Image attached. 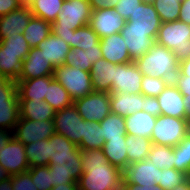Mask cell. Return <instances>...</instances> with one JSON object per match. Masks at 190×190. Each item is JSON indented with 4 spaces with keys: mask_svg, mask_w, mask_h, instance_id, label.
Instances as JSON below:
<instances>
[{
    "mask_svg": "<svg viewBox=\"0 0 190 190\" xmlns=\"http://www.w3.org/2000/svg\"><path fill=\"white\" fill-rule=\"evenodd\" d=\"M119 0H89L92 10L103 9L106 7H114Z\"/></svg>",
    "mask_w": 190,
    "mask_h": 190,
    "instance_id": "obj_55",
    "label": "cell"
},
{
    "mask_svg": "<svg viewBox=\"0 0 190 190\" xmlns=\"http://www.w3.org/2000/svg\"><path fill=\"white\" fill-rule=\"evenodd\" d=\"M190 25L176 20L161 23L155 42L173 51L180 61L190 56Z\"/></svg>",
    "mask_w": 190,
    "mask_h": 190,
    "instance_id": "obj_4",
    "label": "cell"
},
{
    "mask_svg": "<svg viewBox=\"0 0 190 190\" xmlns=\"http://www.w3.org/2000/svg\"><path fill=\"white\" fill-rule=\"evenodd\" d=\"M44 100L55 111H59L73 104L68 91L55 79L47 86V95H45Z\"/></svg>",
    "mask_w": 190,
    "mask_h": 190,
    "instance_id": "obj_34",
    "label": "cell"
},
{
    "mask_svg": "<svg viewBox=\"0 0 190 190\" xmlns=\"http://www.w3.org/2000/svg\"><path fill=\"white\" fill-rule=\"evenodd\" d=\"M102 58L113 64L133 62L128 53L126 43L120 33L100 39Z\"/></svg>",
    "mask_w": 190,
    "mask_h": 190,
    "instance_id": "obj_19",
    "label": "cell"
},
{
    "mask_svg": "<svg viewBox=\"0 0 190 190\" xmlns=\"http://www.w3.org/2000/svg\"><path fill=\"white\" fill-rule=\"evenodd\" d=\"M126 20L119 16L114 7L93 10L89 25L99 38L120 33Z\"/></svg>",
    "mask_w": 190,
    "mask_h": 190,
    "instance_id": "obj_14",
    "label": "cell"
},
{
    "mask_svg": "<svg viewBox=\"0 0 190 190\" xmlns=\"http://www.w3.org/2000/svg\"><path fill=\"white\" fill-rule=\"evenodd\" d=\"M125 144L127 146L128 165L147 159L152 146L149 138L126 134Z\"/></svg>",
    "mask_w": 190,
    "mask_h": 190,
    "instance_id": "obj_31",
    "label": "cell"
},
{
    "mask_svg": "<svg viewBox=\"0 0 190 190\" xmlns=\"http://www.w3.org/2000/svg\"><path fill=\"white\" fill-rule=\"evenodd\" d=\"M13 137V131L0 129V150L8 143Z\"/></svg>",
    "mask_w": 190,
    "mask_h": 190,
    "instance_id": "obj_58",
    "label": "cell"
},
{
    "mask_svg": "<svg viewBox=\"0 0 190 190\" xmlns=\"http://www.w3.org/2000/svg\"><path fill=\"white\" fill-rule=\"evenodd\" d=\"M48 167L50 170H64L77 183L83 174L82 161L57 162V164H49Z\"/></svg>",
    "mask_w": 190,
    "mask_h": 190,
    "instance_id": "obj_46",
    "label": "cell"
},
{
    "mask_svg": "<svg viewBox=\"0 0 190 190\" xmlns=\"http://www.w3.org/2000/svg\"><path fill=\"white\" fill-rule=\"evenodd\" d=\"M10 177L11 175L8 173V171L4 169L2 166H0V181H5Z\"/></svg>",
    "mask_w": 190,
    "mask_h": 190,
    "instance_id": "obj_63",
    "label": "cell"
},
{
    "mask_svg": "<svg viewBox=\"0 0 190 190\" xmlns=\"http://www.w3.org/2000/svg\"><path fill=\"white\" fill-rule=\"evenodd\" d=\"M156 119V116L145 111H137L132 115L126 116L124 118L126 134L151 139Z\"/></svg>",
    "mask_w": 190,
    "mask_h": 190,
    "instance_id": "obj_24",
    "label": "cell"
},
{
    "mask_svg": "<svg viewBox=\"0 0 190 190\" xmlns=\"http://www.w3.org/2000/svg\"><path fill=\"white\" fill-rule=\"evenodd\" d=\"M83 174L78 190H120L122 173L109 163L102 149L81 150Z\"/></svg>",
    "mask_w": 190,
    "mask_h": 190,
    "instance_id": "obj_1",
    "label": "cell"
},
{
    "mask_svg": "<svg viewBox=\"0 0 190 190\" xmlns=\"http://www.w3.org/2000/svg\"><path fill=\"white\" fill-rule=\"evenodd\" d=\"M78 184L67 172L64 170H51V185L55 187L59 184Z\"/></svg>",
    "mask_w": 190,
    "mask_h": 190,
    "instance_id": "obj_50",
    "label": "cell"
},
{
    "mask_svg": "<svg viewBox=\"0 0 190 190\" xmlns=\"http://www.w3.org/2000/svg\"><path fill=\"white\" fill-rule=\"evenodd\" d=\"M63 2L64 0H30L28 5L33 16L52 23L61 12Z\"/></svg>",
    "mask_w": 190,
    "mask_h": 190,
    "instance_id": "obj_32",
    "label": "cell"
},
{
    "mask_svg": "<svg viewBox=\"0 0 190 190\" xmlns=\"http://www.w3.org/2000/svg\"><path fill=\"white\" fill-rule=\"evenodd\" d=\"M61 9L51 31L70 45L74 30L89 25L93 10L89 0H64Z\"/></svg>",
    "mask_w": 190,
    "mask_h": 190,
    "instance_id": "obj_2",
    "label": "cell"
},
{
    "mask_svg": "<svg viewBox=\"0 0 190 190\" xmlns=\"http://www.w3.org/2000/svg\"><path fill=\"white\" fill-rule=\"evenodd\" d=\"M104 144L100 123L84 120V137L78 147L81 150L102 149Z\"/></svg>",
    "mask_w": 190,
    "mask_h": 190,
    "instance_id": "obj_36",
    "label": "cell"
},
{
    "mask_svg": "<svg viewBox=\"0 0 190 190\" xmlns=\"http://www.w3.org/2000/svg\"><path fill=\"white\" fill-rule=\"evenodd\" d=\"M143 74L135 62L115 64L112 92L141 94Z\"/></svg>",
    "mask_w": 190,
    "mask_h": 190,
    "instance_id": "obj_11",
    "label": "cell"
},
{
    "mask_svg": "<svg viewBox=\"0 0 190 190\" xmlns=\"http://www.w3.org/2000/svg\"><path fill=\"white\" fill-rule=\"evenodd\" d=\"M168 83L169 81L166 79L143 75L141 93L145 96L157 97L165 89Z\"/></svg>",
    "mask_w": 190,
    "mask_h": 190,
    "instance_id": "obj_44",
    "label": "cell"
},
{
    "mask_svg": "<svg viewBox=\"0 0 190 190\" xmlns=\"http://www.w3.org/2000/svg\"><path fill=\"white\" fill-rule=\"evenodd\" d=\"M174 150V168L177 171L190 174V133H188L176 146Z\"/></svg>",
    "mask_w": 190,
    "mask_h": 190,
    "instance_id": "obj_40",
    "label": "cell"
},
{
    "mask_svg": "<svg viewBox=\"0 0 190 190\" xmlns=\"http://www.w3.org/2000/svg\"><path fill=\"white\" fill-rule=\"evenodd\" d=\"M17 93L16 81L0 76V103H7Z\"/></svg>",
    "mask_w": 190,
    "mask_h": 190,
    "instance_id": "obj_48",
    "label": "cell"
},
{
    "mask_svg": "<svg viewBox=\"0 0 190 190\" xmlns=\"http://www.w3.org/2000/svg\"><path fill=\"white\" fill-rule=\"evenodd\" d=\"M185 119L190 123V98H184Z\"/></svg>",
    "mask_w": 190,
    "mask_h": 190,
    "instance_id": "obj_60",
    "label": "cell"
},
{
    "mask_svg": "<svg viewBox=\"0 0 190 190\" xmlns=\"http://www.w3.org/2000/svg\"><path fill=\"white\" fill-rule=\"evenodd\" d=\"M55 68L47 60L42 50L31 48L26 58L22 61L18 79H33L43 76H53Z\"/></svg>",
    "mask_w": 190,
    "mask_h": 190,
    "instance_id": "obj_15",
    "label": "cell"
},
{
    "mask_svg": "<svg viewBox=\"0 0 190 190\" xmlns=\"http://www.w3.org/2000/svg\"><path fill=\"white\" fill-rule=\"evenodd\" d=\"M127 25H139L145 29H159L161 20L152 3L145 1L138 5L134 17H129Z\"/></svg>",
    "mask_w": 190,
    "mask_h": 190,
    "instance_id": "obj_28",
    "label": "cell"
},
{
    "mask_svg": "<svg viewBox=\"0 0 190 190\" xmlns=\"http://www.w3.org/2000/svg\"><path fill=\"white\" fill-rule=\"evenodd\" d=\"M91 82L94 91L112 92V83L114 82L115 64L104 58L97 60L92 64L90 71Z\"/></svg>",
    "mask_w": 190,
    "mask_h": 190,
    "instance_id": "obj_21",
    "label": "cell"
},
{
    "mask_svg": "<svg viewBox=\"0 0 190 190\" xmlns=\"http://www.w3.org/2000/svg\"><path fill=\"white\" fill-rule=\"evenodd\" d=\"M189 130L190 123L186 119L159 115L152 130L151 141L155 145L174 147L189 133Z\"/></svg>",
    "mask_w": 190,
    "mask_h": 190,
    "instance_id": "obj_5",
    "label": "cell"
},
{
    "mask_svg": "<svg viewBox=\"0 0 190 190\" xmlns=\"http://www.w3.org/2000/svg\"><path fill=\"white\" fill-rule=\"evenodd\" d=\"M32 16L28 4H22L16 10L0 16V40L23 33Z\"/></svg>",
    "mask_w": 190,
    "mask_h": 190,
    "instance_id": "obj_16",
    "label": "cell"
},
{
    "mask_svg": "<svg viewBox=\"0 0 190 190\" xmlns=\"http://www.w3.org/2000/svg\"><path fill=\"white\" fill-rule=\"evenodd\" d=\"M143 111L156 117L161 115V108L160 104L158 103L157 97L144 95Z\"/></svg>",
    "mask_w": 190,
    "mask_h": 190,
    "instance_id": "obj_51",
    "label": "cell"
},
{
    "mask_svg": "<svg viewBox=\"0 0 190 190\" xmlns=\"http://www.w3.org/2000/svg\"><path fill=\"white\" fill-rule=\"evenodd\" d=\"M101 133L105 142L108 139H121L126 137V126L124 117L110 113L101 122Z\"/></svg>",
    "mask_w": 190,
    "mask_h": 190,
    "instance_id": "obj_35",
    "label": "cell"
},
{
    "mask_svg": "<svg viewBox=\"0 0 190 190\" xmlns=\"http://www.w3.org/2000/svg\"><path fill=\"white\" fill-rule=\"evenodd\" d=\"M12 190H38L31 180V174L27 171L11 176Z\"/></svg>",
    "mask_w": 190,
    "mask_h": 190,
    "instance_id": "obj_49",
    "label": "cell"
},
{
    "mask_svg": "<svg viewBox=\"0 0 190 190\" xmlns=\"http://www.w3.org/2000/svg\"><path fill=\"white\" fill-rule=\"evenodd\" d=\"M159 29H145L139 25H127L120 31L133 62L147 53L155 43Z\"/></svg>",
    "mask_w": 190,
    "mask_h": 190,
    "instance_id": "obj_7",
    "label": "cell"
},
{
    "mask_svg": "<svg viewBox=\"0 0 190 190\" xmlns=\"http://www.w3.org/2000/svg\"><path fill=\"white\" fill-rule=\"evenodd\" d=\"M54 80L53 76H43L33 79H18L17 91L19 99L44 101L47 95V86Z\"/></svg>",
    "mask_w": 190,
    "mask_h": 190,
    "instance_id": "obj_23",
    "label": "cell"
},
{
    "mask_svg": "<svg viewBox=\"0 0 190 190\" xmlns=\"http://www.w3.org/2000/svg\"><path fill=\"white\" fill-rule=\"evenodd\" d=\"M31 180L38 190H51V170L48 166H35L28 169Z\"/></svg>",
    "mask_w": 190,
    "mask_h": 190,
    "instance_id": "obj_43",
    "label": "cell"
},
{
    "mask_svg": "<svg viewBox=\"0 0 190 190\" xmlns=\"http://www.w3.org/2000/svg\"><path fill=\"white\" fill-rule=\"evenodd\" d=\"M172 190H190V180L187 178L182 184L178 185Z\"/></svg>",
    "mask_w": 190,
    "mask_h": 190,
    "instance_id": "obj_62",
    "label": "cell"
},
{
    "mask_svg": "<svg viewBox=\"0 0 190 190\" xmlns=\"http://www.w3.org/2000/svg\"><path fill=\"white\" fill-rule=\"evenodd\" d=\"M49 159V164L81 161V149L65 136L55 133L49 138Z\"/></svg>",
    "mask_w": 190,
    "mask_h": 190,
    "instance_id": "obj_17",
    "label": "cell"
},
{
    "mask_svg": "<svg viewBox=\"0 0 190 190\" xmlns=\"http://www.w3.org/2000/svg\"><path fill=\"white\" fill-rule=\"evenodd\" d=\"M178 20L190 25V0H184L181 3L180 15Z\"/></svg>",
    "mask_w": 190,
    "mask_h": 190,
    "instance_id": "obj_54",
    "label": "cell"
},
{
    "mask_svg": "<svg viewBox=\"0 0 190 190\" xmlns=\"http://www.w3.org/2000/svg\"><path fill=\"white\" fill-rule=\"evenodd\" d=\"M51 190H78V184H59L52 187Z\"/></svg>",
    "mask_w": 190,
    "mask_h": 190,
    "instance_id": "obj_59",
    "label": "cell"
},
{
    "mask_svg": "<svg viewBox=\"0 0 190 190\" xmlns=\"http://www.w3.org/2000/svg\"><path fill=\"white\" fill-rule=\"evenodd\" d=\"M20 117L32 121L54 120L55 110L44 100L19 99Z\"/></svg>",
    "mask_w": 190,
    "mask_h": 190,
    "instance_id": "obj_25",
    "label": "cell"
},
{
    "mask_svg": "<svg viewBox=\"0 0 190 190\" xmlns=\"http://www.w3.org/2000/svg\"><path fill=\"white\" fill-rule=\"evenodd\" d=\"M21 5L18 0H0V16L16 10Z\"/></svg>",
    "mask_w": 190,
    "mask_h": 190,
    "instance_id": "obj_53",
    "label": "cell"
},
{
    "mask_svg": "<svg viewBox=\"0 0 190 190\" xmlns=\"http://www.w3.org/2000/svg\"><path fill=\"white\" fill-rule=\"evenodd\" d=\"M147 159L160 170L174 168L173 147L152 144Z\"/></svg>",
    "mask_w": 190,
    "mask_h": 190,
    "instance_id": "obj_39",
    "label": "cell"
},
{
    "mask_svg": "<svg viewBox=\"0 0 190 190\" xmlns=\"http://www.w3.org/2000/svg\"><path fill=\"white\" fill-rule=\"evenodd\" d=\"M21 4H28V0H18Z\"/></svg>",
    "mask_w": 190,
    "mask_h": 190,
    "instance_id": "obj_64",
    "label": "cell"
},
{
    "mask_svg": "<svg viewBox=\"0 0 190 190\" xmlns=\"http://www.w3.org/2000/svg\"><path fill=\"white\" fill-rule=\"evenodd\" d=\"M55 133L65 136L79 145L84 137V119L78 113L74 104L55 112Z\"/></svg>",
    "mask_w": 190,
    "mask_h": 190,
    "instance_id": "obj_9",
    "label": "cell"
},
{
    "mask_svg": "<svg viewBox=\"0 0 190 190\" xmlns=\"http://www.w3.org/2000/svg\"><path fill=\"white\" fill-rule=\"evenodd\" d=\"M0 190H12L11 177L5 181H0Z\"/></svg>",
    "mask_w": 190,
    "mask_h": 190,
    "instance_id": "obj_61",
    "label": "cell"
},
{
    "mask_svg": "<svg viewBox=\"0 0 190 190\" xmlns=\"http://www.w3.org/2000/svg\"><path fill=\"white\" fill-rule=\"evenodd\" d=\"M53 77L68 91L73 101L94 91L90 72L76 67L66 64L58 66L54 70Z\"/></svg>",
    "mask_w": 190,
    "mask_h": 190,
    "instance_id": "obj_6",
    "label": "cell"
},
{
    "mask_svg": "<svg viewBox=\"0 0 190 190\" xmlns=\"http://www.w3.org/2000/svg\"><path fill=\"white\" fill-rule=\"evenodd\" d=\"M188 176L175 168L160 170L159 186L163 190H172L182 184Z\"/></svg>",
    "mask_w": 190,
    "mask_h": 190,
    "instance_id": "obj_42",
    "label": "cell"
},
{
    "mask_svg": "<svg viewBox=\"0 0 190 190\" xmlns=\"http://www.w3.org/2000/svg\"><path fill=\"white\" fill-rule=\"evenodd\" d=\"M161 108V115L185 119L184 96L173 82H169L165 89L157 96Z\"/></svg>",
    "mask_w": 190,
    "mask_h": 190,
    "instance_id": "obj_18",
    "label": "cell"
},
{
    "mask_svg": "<svg viewBox=\"0 0 190 190\" xmlns=\"http://www.w3.org/2000/svg\"><path fill=\"white\" fill-rule=\"evenodd\" d=\"M126 137L121 139H108L103 145V153L110 164L123 171L128 166Z\"/></svg>",
    "mask_w": 190,
    "mask_h": 190,
    "instance_id": "obj_29",
    "label": "cell"
},
{
    "mask_svg": "<svg viewBox=\"0 0 190 190\" xmlns=\"http://www.w3.org/2000/svg\"><path fill=\"white\" fill-rule=\"evenodd\" d=\"M29 52H12L0 44V76L17 81L22 61Z\"/></svg>",
    "mask_w": 190,
    "mask_h": 190,
    "instance_id": "obj_26",
    "label": "cell"
},
{
    "mask_svg": "<svg viewBox=\"0 0 190 190\" xmlns=\"http://www.w3.org/2000/svg\"><path fill=\"white\" fill-rule=\"evenodd\" d=\"M20 117L19 94L7 103H0V129L13 131Z\"/></svg>",
    "mask_w": 190,
    "mask_h": 190,
    "instance_id": "obj_37",
    "label": "cell"
},
{
    "mask_svg": "<svg viewBox=\"0 0 190 190\" xmlns=\"http://www.w3.org/2000/svg\"><path fill=\"white\" fill-rule=\"evenodd\" d=\"M78 113L86 121L100 123L111 113L110 93L93 91L73 101Z\"/></svg>",
    "mask_w": 190,
    "mask_h": 190,
    "instance_id": "obj_8",
    "label": "cell"
},
{
    "mask_svg": "<svg viewBox=\"0 0 190 190\" xmlns=\"http://www.w3.org/2000/svg\"><path fill=\"white\" fill-rule=\"evenodd\" d=\"M0 44L6 47V50L12 52H29L31 47L24 38L23 33H17L14 36H7L5 39L0 40Z\"/></svg>",
    "mask_w": 190,
    "mask_h": 190,
    "instance_id": "obj_45",
    "label": "cell"
},
{
    "mask_svg": "<svg viewBox=\"0 0 190 190\" xmlns=\"http://www.w3.org/2000/svg\"><path fill=\"white\" fill-rule=\"evenodd\" d=\"M144 95L128 94L126 92H111L110 93V108L111 113L126 117L137 111H143Z\"/></svg>",
    "mask_w": 190,
    "mask_h": 190,
    "instance_id": "obj_20",
    "label": "cell"
},
{
    "mask_svg": "<svg viewBox=\"0 0 190 190\" xmlns=\"http://www.w3.org/2000/svg\"><path fill=\"white\" fill-rule=\"evenodd\" d=\"M51 23L39 17L32 16L23 35L31 48H35L42 40H45L50 34Z\"/></svg>",
    "mask_w": 190,
    "mask_h": 190,
    "instance_id": "obj_30",
    "label": "cell"
},
{
    "mask_svg": "<svg viewBox=\"0 0 190 190\" xmlns=\"http://www.w3.org/2000/svg\"><path fill=\"white\" fill-rule=\"evenodd\" d=\"M120 190H163L159 186H140V185H134L131 183H122Z\"/></svg>",
    "mask_w": 190,
    "mask_h": 190,
    "instance_id": "obj_57",
    "label": "cell"
},
{
    "mask_svg": "<svg viewBox=\"0 0 190 190\" xmlns=\"http://www.w3.org/2000/svg\"><path fill=\"white\" fill-rule=\"evenodd\" d=\"M102 58L100 43L94 48L71 49L66 56L64 64L90 72L92 64Z\"/></svg>",
    "mask_w": 190,
    "mask_h": 190,
    "instance_id": "obj_27",
    "label": "cell"
},
{
    "mask_svg": "<svg viewBox=\"0 0 190 190\" xmlns=\"http://www.w3.org/2000/svg\"><path fill=\"white\" fill-rule=\"evenodd\" d=\"M141 2L143 0H119L117 5L114 6V9L119 16L127 21L129 17H134L138 5Z\"/></svg>",
    "mask_w": 190,
    "mask_h": 190,
    "instance_id": "obj_47",
    "label": "cell"
},
{
    "mask_svg": "<svg viewBox=\"0 0 190 190\" xmlns=\"http://www.w3.org/2000/svg\"><path fill=\"white\" fill-rule=\"evenodd\" d=\"M143 1H145L147 3H152L154 0H143Z\"/></svg>",
    "mask_w": 190,
    "mask_h": 190,
    "instance_id": "obj_65",
    "label": "cell"
},
{
    "mask_svg": "<svg viewBox=\"0 0 190 190\" xmlns=\"http://www.w3.org/2000/svg\"><path fill=\"white\" fill-rule=\"evenodd\" d=\"M25 153L29 167L48 166L49 159V139L37 140L25 145Z\"/></svg>",
    "mask_w": 190,
    "mask_h": 190,
    "instance_id": "obj_33",
    "label": "cell"
},
{
    "mask_svg": "<svg viewBox=\"0 0 190 190\" xmlns=\"http://www.w3.org/2000/svg\"><path fill=\"white\" fill-rule=\"evenodd\" d=\"M190 77V56L179 61L178 75Z\"/></svg>",
    "mask_w": 190,
    "mask_h": 190,
    "instance_id": "obj_56",
    "label": "cell"
},
{
    "mask_svg": "<svg viewBox=\"0 0 190 190\" xmlns=\"http://www.w3.org/2000/svg\"><path fill=\"white\" fill-rule=\"evenodd\" d=\"M160 169L145 159L129 164L122 173V183H131L140 186H156L159 184Z\"/></svg>",
    "mask_w": 190,
    "mask_h": 190,
    "instance_id": "obj_13",
    "label": "cell"
},
{
    "mask_svg": "<svg viewBox=\"0 0 190 190\" xmlns=\"http://www.w3.org/2000/svg\"><path fill=\"white\" fill-rule=\"evenodd\" d=\"M0 166L13 176L27 172L29 164L25 153V145L12 137L0 150Z\"/></svg>",
    "mask_w": 190,
    "mask_h": 190,
    "instance_id": "obj_12",
    "label": "cell"
},
{
    "mask_svg": "<svg viewBox=\"0 0 190 190\" xmlns=\"http://www.w3.org/2000/svg\"><path fill=\"white\" fill-rule=\"evenodd\" d=\"M53 134H55L54 120L32 121L19 118L13 130V137L24 145L49 139Z\"/></svg>",
    "mask_w": 190,
    "mask_h": 190,
    "instance_id": "obj_10",
    "label": "cell"
},
{
    "mask_svg": "<svg viewBox=\"0 0 190 190\" xmlns=\"http://www.w3.org/2000/svg\"><path fill=\"white\" fill-rule=\"evenodd\" d=\"M173 83L183 94L184 98H190V77L189 76H176Z\"/></svg>",
    "mask_w": 190,
    "mask_h": 190,
    "instance_id": "obj_52",
    "label": "cell"
},
{
    "mask_svg": "<svg viewBox=\"0 0 190 190\" xmlns=\"http://www.w3.org/2000/svg\"><path fill=\"white\" fill-rule=\"evenodd\" d=\"M37 48L42 50V53L47 60H50L54 68L65 63L66 56L71 50L69 44L53 33H51L45 40H42Z\"/></svg>",
    "mask_w": 190,
    "mask_h": 190,
    "instance_id": "obj_22",
    "label": "cell"
},
{
    "mask_svg": "<svg viewBox=\"0 0 190 190\" xmlns=\"http://www.w3.org/2000/svg\"><path fill=\"white\" fill-rule=\"evenodd\" d=\"M184 0H154L152 2L162 23L178 20L181 3Z\"/></svg>",
    "mask_w": 190,
    "mask_h": 190,
    "instance_id": "obj_41",
    "label": "cell"
},
{
    "mask_svg": "<svg viewBox=\"0 0 190 190\" xmlns=\"http://www.w3.org/2000/svg\"><path fill=\"white\" fill-rule=\"evenodd\" d=\"M100 43V38L90 25L83 26L74 30L72 34L70 47L71 49H89L94 48Z\"/></svg>",
    "mask_w": 190,
    "mask_h": 190,
    "instance_id": "obj_38",
    "label": "cell"
},
{
    "mask_svg": "<svg viewBox=\"0 0 190 190\" xmlns=\"http://www.w3.org/2000/svg\"><path fill=\"white\" fill-rule=\"evenodd\" d=\"M135 63L141 73L146 76L162 78L173 82L178 75L179 60L173 51L156 42Z\"/></svg>",
    "mask_w": 190,
    "mask_h": 190,
    "instance_id": "obj_3",
    "label": "cell"
}]
</instances>
